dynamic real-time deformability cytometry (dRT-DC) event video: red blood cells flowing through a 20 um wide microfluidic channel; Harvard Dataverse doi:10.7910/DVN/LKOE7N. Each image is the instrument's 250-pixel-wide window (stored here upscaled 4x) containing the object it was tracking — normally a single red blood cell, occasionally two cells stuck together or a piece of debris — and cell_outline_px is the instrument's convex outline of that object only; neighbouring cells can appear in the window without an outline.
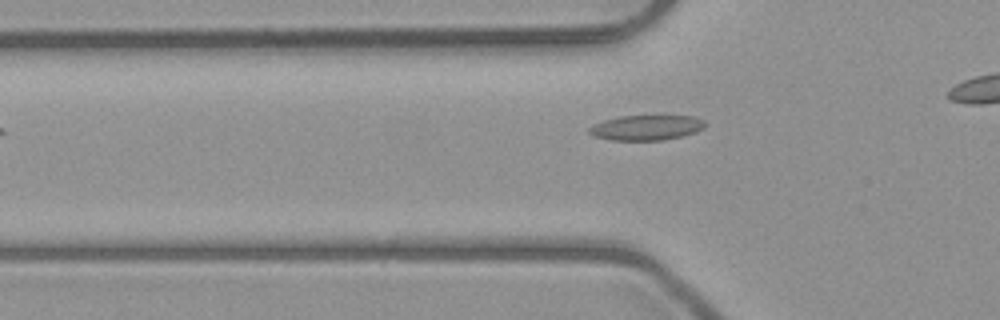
{"species": "common noctule bat (a hibernating species)", "species_latin": "Nyctalus noctula", "temperature_condition": "room temperature", "stored_images_in_passage": 3, "camera_frame_rate_fps": 3000, "um_per_image_px": 0.085, "animal": {"sex": "male", "body_mass_g": 23.1, "forearm_length_mm": 52.7}, "frame": {"image": 1, "passage_image": 3, "time_ms": 3.333, "image_size_px": [1000, 320], "cell_outline_px": [[708, 124], [704, 128], [696, 132], [684, 136], [664, 140], [612, 140], [596, 136], [588, 132], [588, 128], [604, 120], [620, 116], [656, 112], [664, 112], [692, 116], [704, 120]], "centroid_in_image_um": [55.06, 10.78], "position_along_channel_um": 70.7, "area_um2": 18.09}}